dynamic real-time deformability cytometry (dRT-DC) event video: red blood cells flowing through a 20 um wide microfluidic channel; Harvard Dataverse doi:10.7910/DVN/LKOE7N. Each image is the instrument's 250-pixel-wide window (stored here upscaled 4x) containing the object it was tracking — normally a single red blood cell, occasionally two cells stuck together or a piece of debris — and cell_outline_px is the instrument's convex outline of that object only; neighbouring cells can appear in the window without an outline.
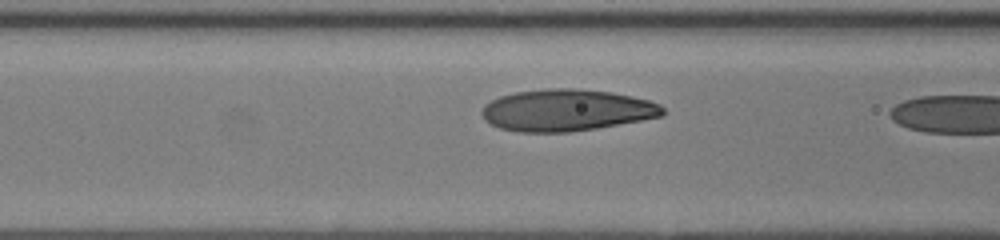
{"species": "human", "species_latin": "Homo sapiens", "temperature_condition": "room temperature", "stored_images_in_passage": 6, "camera_frame_rate_fps": 3000, "um_per_image_px": 0.085, "donor": {"sex": "female"}, "frame": {"image": 1, "passage_image": 5, "time_ms": 1.333, "image_size_px": [1000, 240], "cell_outline_px": [[664, 116], [596, 128], [568, 132], [520, 132], [500, 128], [484, 120], [480, 112], [484, 104], [500, 96], [516, 92], [548, 88], [572, 88], [612, 92], [632, 96], [648, 100], [660, 104], [664, 108]], "centroid_in_image_um": [48.15, 9.36], "position_along_channel_um": 118.5, "area_um2": 44.04}}